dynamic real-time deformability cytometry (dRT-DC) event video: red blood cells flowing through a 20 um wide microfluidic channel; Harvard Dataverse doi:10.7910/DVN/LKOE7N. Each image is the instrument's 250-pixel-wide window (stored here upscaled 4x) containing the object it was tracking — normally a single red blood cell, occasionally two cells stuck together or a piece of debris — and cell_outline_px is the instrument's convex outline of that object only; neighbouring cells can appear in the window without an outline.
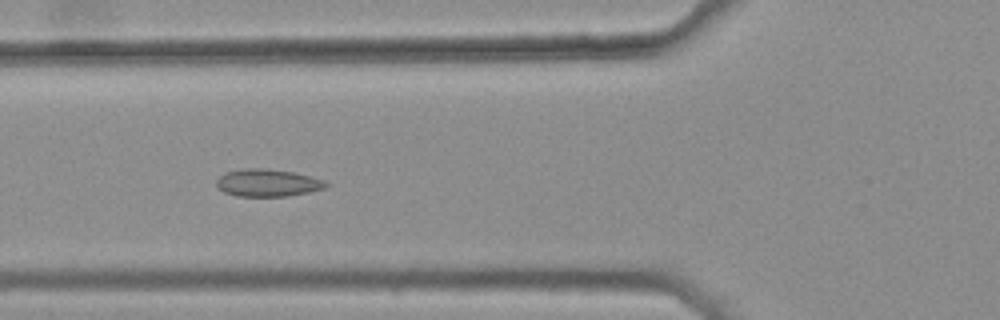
{"species": "common noctule bat (a hibernating species)", "species_latin": "Nyctalus noctula", "temperature_condition": "warm", "stored_images_in_passage": 44, "camera_frame_rate_fps": 3000, "um_per_image_px": 0.085, "animal": {"sex": "female", "body_mass_g": 25.1}, "frame": {"image": 1, "passage_image": 19, "time_ms": 6.0, "image_size_px": [1000, 320], "cell_outline_px": [[332, 184], [324, 188], [308, 192], [288, 196], [236, 196], [224, 192], [216, 188], [216, 180], [224, 172], [244, 168], [264, 168], [292, 172], [324, 180]], "centroid_in_image_um": [22.71, 15.54], "position_along_channel_um": 103.1, "area_um2": 17.57}}
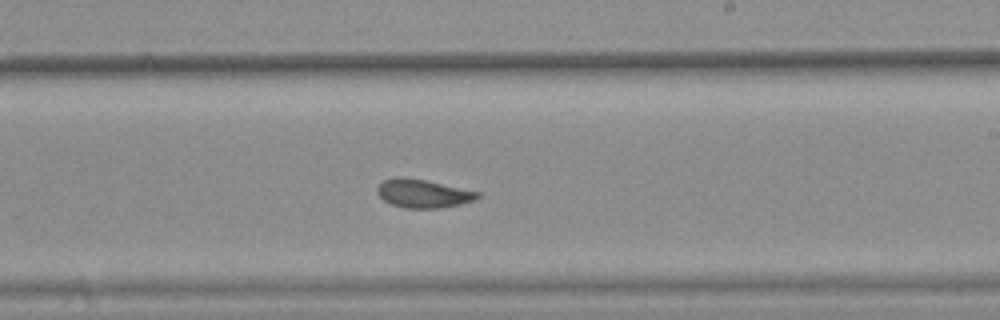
{"frame": {"image": 2, "passage_image": 31, "time_ms": 10.0, "image_size_px": [1000, 320], "cell_outline_px": [[480, 196], [476, 200], [460, 204], [440, 208], [404, 208], [392, 204], [384, 200], [376, 192], [376, 188], [384, 180], [396, 176], [404, 176], [424, 180], [480, 192]], "centroid_in_image_um": [35.95, 16.44], "position_along_channel_um": 253.1, "area_um2": 16.59}}
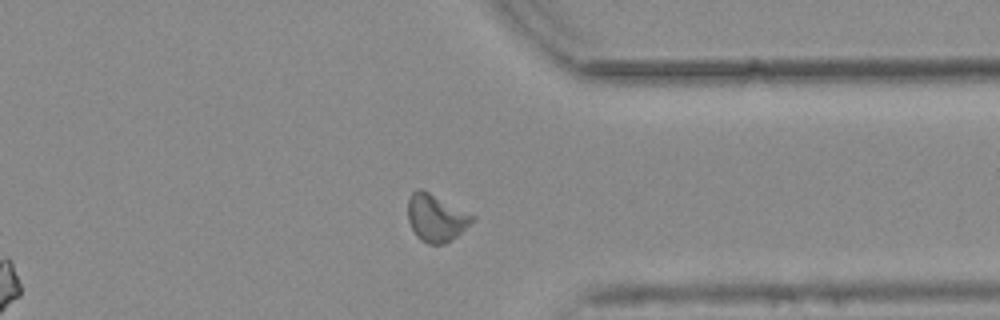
{"frame": {"image": 3, "passage_image": 41, "time_ms": 13.333, "image_size_px": [1000, 320], "cell_outline_px": [[476, 216], [456, 236], [444, 244], [428, 244], [420, 240], [416, 236], [408, 220], [408, 196], [416, 188], [420, 188]], "centroid_in_image_um": [37.01, 18.51], "position_along_channel_um": 374.4, "area_um2": 17.46}, "authors_computed_cell_mechanics": {"area_um2": 17.051, "velocity_mm_per_s": 3.7555, "shape_relaxation_time_tau1_ms": null, "shape_relaxation_time_tau2_ms": 2.725, "deformation_change_tau1": null, "deformation_change_tau2": 0.0528}}